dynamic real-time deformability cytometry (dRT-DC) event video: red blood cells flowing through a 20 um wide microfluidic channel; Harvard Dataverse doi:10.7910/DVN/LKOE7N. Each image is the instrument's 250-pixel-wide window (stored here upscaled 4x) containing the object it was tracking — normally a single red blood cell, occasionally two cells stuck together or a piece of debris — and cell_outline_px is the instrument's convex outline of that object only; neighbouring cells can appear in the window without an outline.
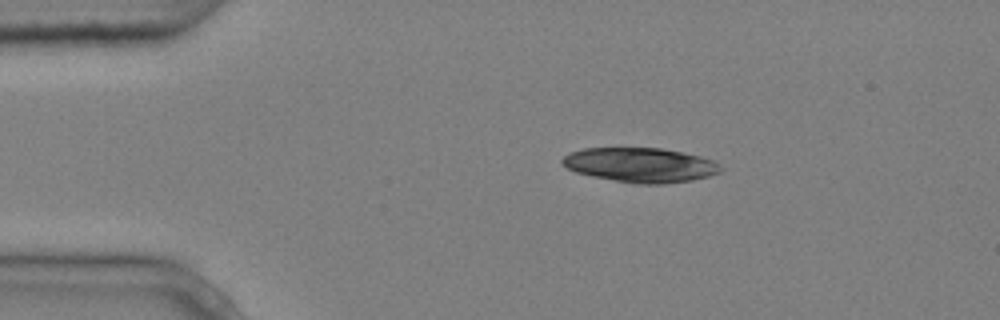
{"species": "common noctule bat (a hibernating species)", "species_latin": "Nyctalus noctula", "temperature_condition": "cold", "stored_images_in_passage": 4, "camera_frame_rate_fps": 3000, "um_per_image_px": 0.085, "animal": {"sex": "male", "body_mass_g": 20.4}, "frame": {"image": 1, "passage_image": 1, "time_ms": 0.0, "image_size_px": [1000, 320], "cell_outline_px": [[724, 168], [720, 172], [708, 176], [692, 180], [664, 184], [636, 184], [592, 176], [576, 172], [568, 168], [560, 160], [564, 156], [572, 152], [584, 148], [660, 148], [700, 156], [716, 160]], "centroid_in_image_um": [54.48, 14.03], "position_along_channel_um": 30.5, "area_um2": 31.85}}